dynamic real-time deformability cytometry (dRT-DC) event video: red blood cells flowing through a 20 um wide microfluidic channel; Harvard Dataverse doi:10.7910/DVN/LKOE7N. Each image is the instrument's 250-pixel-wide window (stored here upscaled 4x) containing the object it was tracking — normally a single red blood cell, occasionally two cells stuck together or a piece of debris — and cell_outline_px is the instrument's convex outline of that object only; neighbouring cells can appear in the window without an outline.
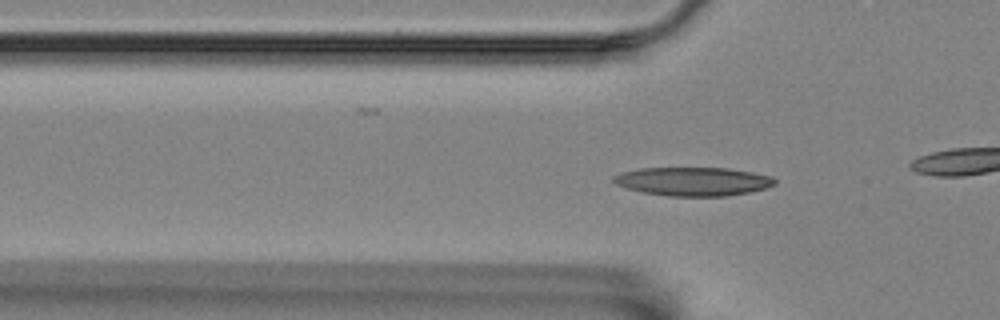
{"species": "Egyptian fruit bat (a non-hibernating species)", "species_latin": "Rousettus aegyptiacus", "temperature_condition": "room temperature", "stored_images_in_passage": 19, "camera_frame_rate_fps": 3000, "um_per_image_px": 0.085, "animal": {"sex": "female"}, "frame": {"image": 1, "passage_image": 3, "time_ms": 0.667, "image_size_px": [1000, 320], "cell_outline_px": [[776, 184], [764, 188], [748, 192], [724, 196], [668, 196], [640, 192], [616, 184], [612, 180], [612, 176], [620, 172], [640, 168], [728, 168], [752, 172], [772, 176], [776, 180]], "centroid_in_image_um": [58.88, 15.42], "position_along_channel_um": 66.9, "area_um2": 26.93}}
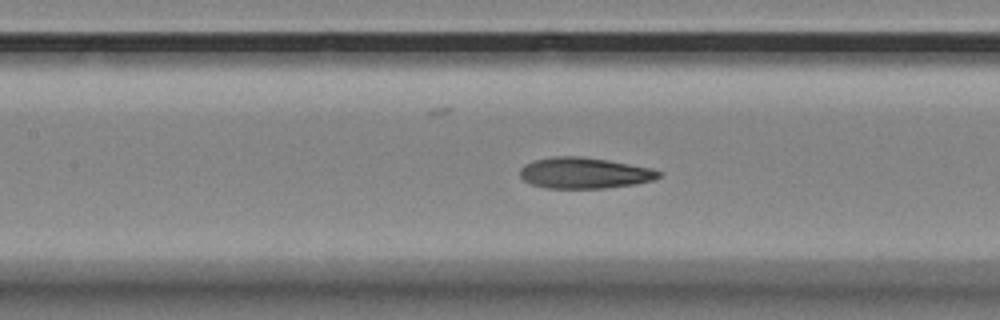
{"frame": {"image": 2, "passage_image": 12, "time_ms": 3.667, "image_size_px": [1000, 320], "cell_outline_px": [[660, 176], [652, 180], [636, 184], [604, 188], [544, 188], [532, 184], [524, 180], [520, 176], [520, 168], [524, 164], [532, 160], [552, 156], [580, 156], [608, 160], [652, 168], [660, 172]], "centroid_in_image_um": [49.63, 14.7], "position_along_channel_um": 157.8, "area_um2": 25.14}}
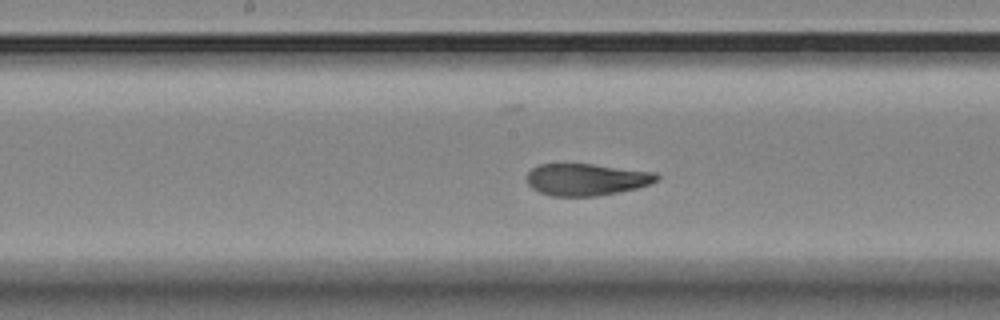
{"frame": {"image": 3, "passage_image": 16, "time_ms": 5.0, "image_size_px": [1000, 320], "cell_outline_px": [[660, 176], [656, 180], [648, 184], [636, 188], [596, 196], [552, 196], [540, 192], [532, 188], [528, 184], [528, 172], [532, 168], [540, 164], [592, 164], [656, 172]], "centroid_in_image_um": [49.84, 15.25], "position_along_channel_um": 198.4, "area_um2": 23.93}}